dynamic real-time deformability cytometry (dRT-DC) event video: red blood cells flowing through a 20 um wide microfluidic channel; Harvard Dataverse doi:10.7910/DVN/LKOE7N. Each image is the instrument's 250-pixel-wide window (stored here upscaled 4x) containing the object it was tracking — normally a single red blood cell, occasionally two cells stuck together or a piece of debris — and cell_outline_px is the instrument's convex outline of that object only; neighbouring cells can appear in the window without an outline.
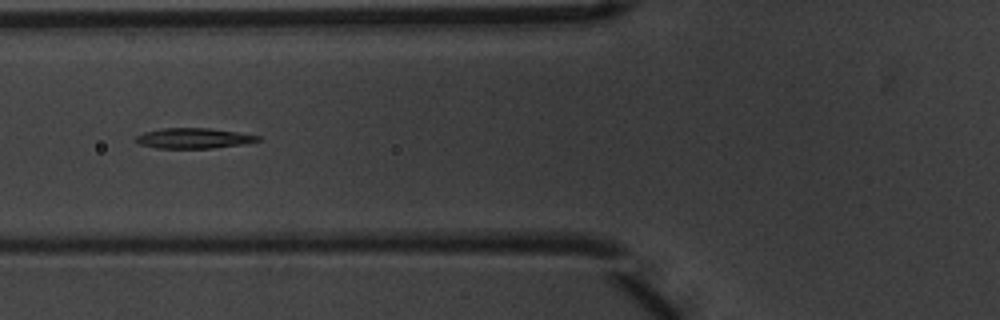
{"species": "common noctule bat (a hibernating species)", "species_latin": "Nyctalus noctula", "temperature_condition": "warm", "stored_images_in_passage": 44, "camera_frame_rate_fps": 3000, "um_per_image_px": 0.085, "animal": {"sex": "male", "body_mass_g": 20.1, "forearm_length_mm": 53.5}, "frame": {"image": 1, "passage_image": 11, "time_ms": 3.333, "image_size_px": [1000, 320], "cell_outline_px": [[260, 140], [244, 144], [212, 148], [160, 148], [140, 144], [136, 140], [136, 136], [144, 132], [164, 128], [208, 128], [236, 132], [260, 136]], "centroid_in_image_um": [16.47, 11.75], "position_along_channel_um": 109.3, "area_um2": 14.22}}
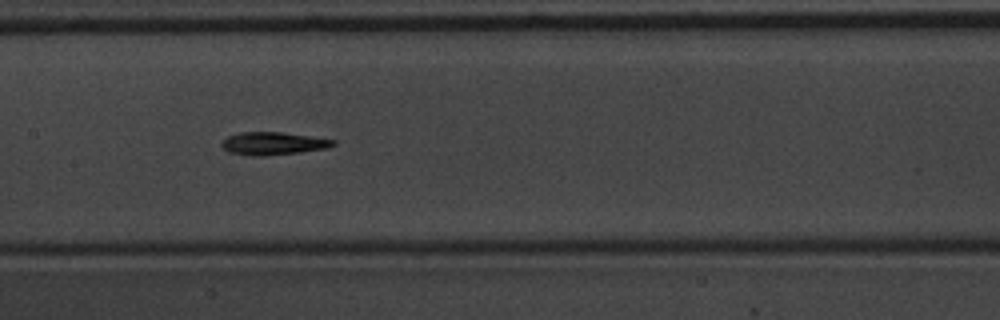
{"frame": {"image": 2, "passage_image": 17, "time_ms": 5.333, "image_size_px": [1000, 320], "cell_outline_px": [[336, 144], [328, 148], [300, 152], [264, 156], [252, 156], [228, 152], [220, 144], [228, 136], [240, 132], [284, 132], [336, 140]], "centroid_in_image_um": [23.23, 12.19], "position_along_channel_um": 184.2, "area_um2": 14.85}}
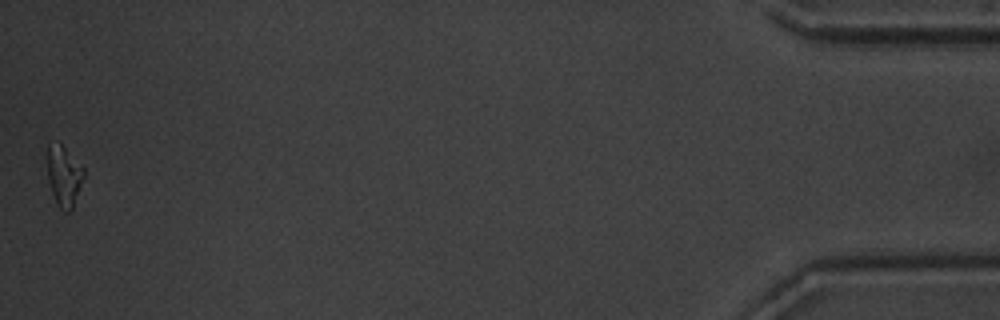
{"frame": {"image": 3, "passage_image": 44, "time_ms": 14.333, "image_size_px": [1000, 320], "cell_outline_px": [[84, 176], [72, 208], [68, 212], [64, 212], [56, 204], [48, 180], [44, 156], [48, 144], [60, 140], [84, 168]], "centroid_in_image_um": [5.38, 14.85], "position_along_channel_um": 429.8, "area_um2": 13.47}, "authors_computed_cell_mechanics": {"area_um2": 14.0454, "velocity_mm_per_s": 3.7217, "shape_relaxation_time_tau1_ms": 4.1846, "shape_relaxation_time_tau2_ms": null, "deformation_change_tau1": 0.1587, "deformation_change_tau2": null}}